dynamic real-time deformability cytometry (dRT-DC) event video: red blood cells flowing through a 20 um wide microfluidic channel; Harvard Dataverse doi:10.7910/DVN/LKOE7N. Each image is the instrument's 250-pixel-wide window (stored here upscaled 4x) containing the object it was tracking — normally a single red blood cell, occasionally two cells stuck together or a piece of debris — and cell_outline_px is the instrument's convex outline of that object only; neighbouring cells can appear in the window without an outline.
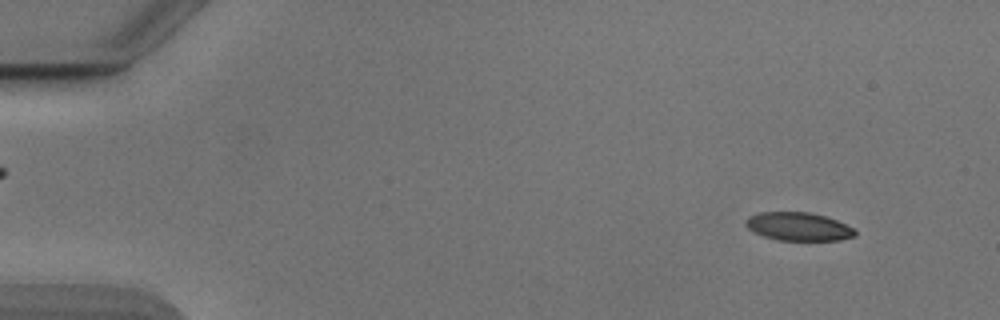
{"species": "Egyptian fruit bat (a non-hibernating species)", "species_latin": "Rousettus aegyptiacus", "temperature_condition": "cold", "stored_images_in_passage": 50, "camera_frame_rate_fps": 3000, "um_per_image_px": 0.085, "animal": {"sex": "male"}, "frame": {"image": 1, "passage_image": 2, "time_ms": 0.333, "image_size_px": [1000, 320], "cell_outline_px": [[856, 236], [840, 240], [776, 240], [764, 236], [748, 228], [744, 224], [744, 220], [748, 216], [760, 212], [808, 212], [824, 216], [836, 220], [856, 228]], "centroid_in_image_um": [67.88, 19.25], "position_along_channel_um": 17.1, "area_um2": 18.09}}
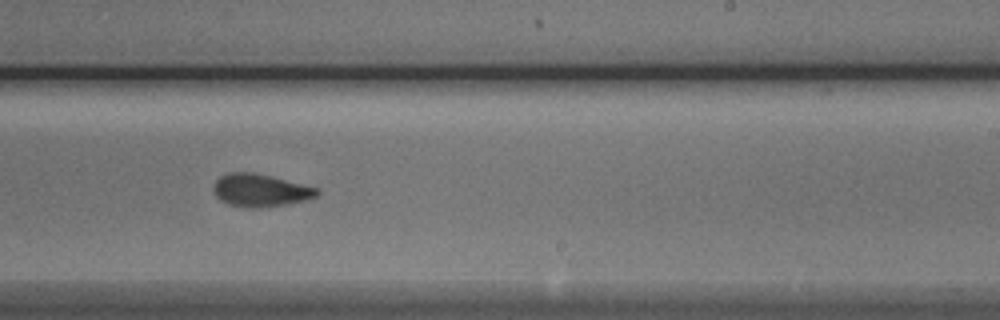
{"frame": {"image": 2, "passage_image": 30, "time_ms": 9.667, "image_size_px": [1000, 320], "cell_outline_px": [[320, 192], [316, 196], [304, 200], [288, 204], [256, 208], [248, 208], [228, 204], [220, 200], [216, 196], [212, 188], [216, 180], [220, 176], [228, 172], [252, 172], [272, 176], [320, 188]], "centroid_in_image_um": [22.13, 16.17], "position_along_channel_um": 266.9, "area_um2": 19.88}}
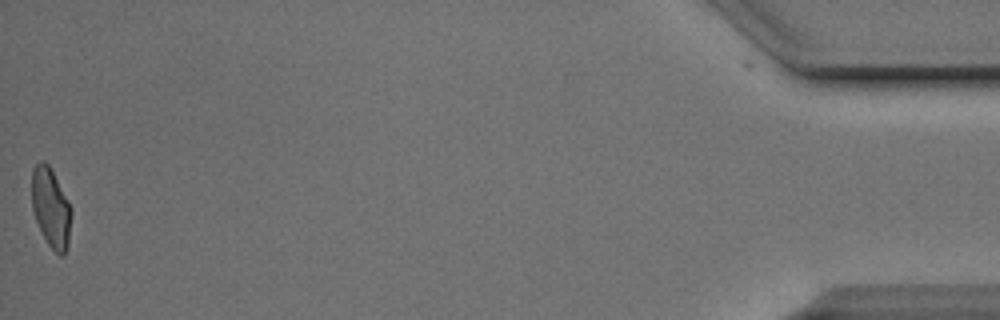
{"frame": {"image": 3, "passage_image": 50, "time_ms": 16.333, "image_size_px": [1000, 320], "cell_outline_px": [[72, 212], [68, 248], [64, 256], [60, 256], [48, 244], [36, 220], [32, 208], [32, 168], [40, 160], [44, 160], [48, 164], [68, 200], [72, 208]], "centroid_in_image_um": [4.34, 17.67], "position_along_channel_um": 430.9, "area_um2": 18.32}, "authors_computed_cell_mechanics": {"area_um2": 19.5653, "velocity_mm_per_s": 3.8827, "shape_relaxation_time_tau1_ms": 4.6998, "shape_relaxation_time_tau2_ms": 2.0505, "deformation_change_tau1": 0.1449, "deformation_change_tau2": 0.0665}}